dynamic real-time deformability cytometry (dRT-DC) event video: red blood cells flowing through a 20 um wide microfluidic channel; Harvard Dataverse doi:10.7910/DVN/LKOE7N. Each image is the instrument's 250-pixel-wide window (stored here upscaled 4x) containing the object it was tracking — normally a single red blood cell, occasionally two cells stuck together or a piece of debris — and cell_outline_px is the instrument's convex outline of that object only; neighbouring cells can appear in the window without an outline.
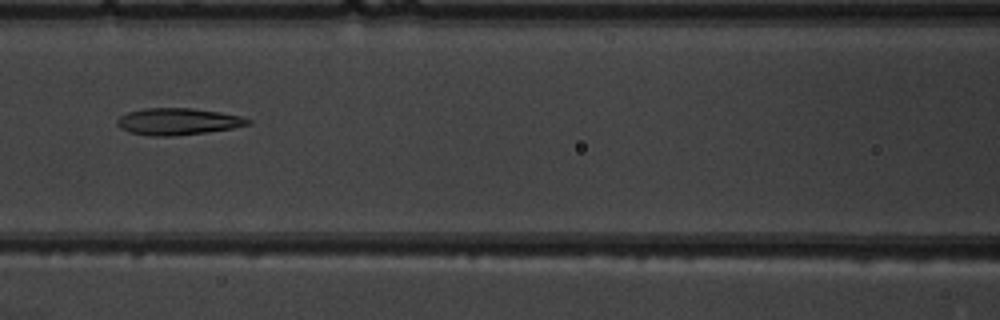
{"species": "common noctule bat (a hibernating species)", "species_latin": "Nyctalus noctula", "temperature_condition": "warm", "stored_images_in_passage": 6, "camera_frame_rate_fps": 3000, "um_per_image_px": 0.085, "animal": {"sex": "male", "body_mass_g": 19.5, "forearm_length_mm": 54.6}, "frame": {"image": 1, "passage_image": 6, "time_ms": 6.0, "image_size_px": [1000, 320], "cell_outline_px": [[252, 124], [232, 128], [204, 132], [172, 136], [152, 136], [128, 132], [120, 128], [116, 124], [116, 120], [120, 116], [128, 112], [144, 108], [192, 108], [220, 112], [240, 116], [252, 120]], "centroid_in_image_um": [15.1, 10.32], "position_along_channel_um": 151.5, "area_um2": 20.4}}